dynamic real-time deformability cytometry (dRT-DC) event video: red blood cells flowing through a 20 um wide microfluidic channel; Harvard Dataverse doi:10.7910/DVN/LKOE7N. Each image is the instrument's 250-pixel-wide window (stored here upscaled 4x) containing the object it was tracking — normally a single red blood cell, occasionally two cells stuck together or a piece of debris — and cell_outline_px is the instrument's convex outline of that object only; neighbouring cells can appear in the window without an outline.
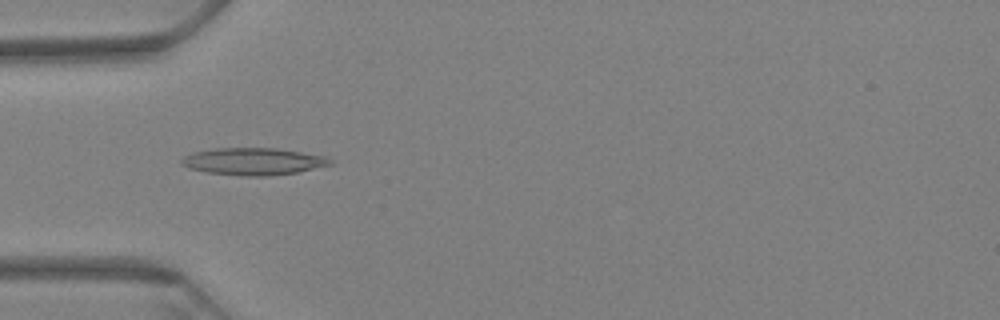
{"species": "Egyptian fruit bat (a non-hibernating species)", "species_latin": "Rousettus aegyptiacus", "temperature_condition": "warm", "stored_images_in_passage": 48, "camera_frame_rate_fps": 3000, "um_per_image_px": 0.085, "animal": {"sex": "female"}, "frame": {"image": 1, "passage_image": 5, "time_ms": 1.333, "image_size_px": [1000, 320], "cell_outline_px": [[332, 164], [296, 172], [268, 176], [240, 176], [208, 172], [188, 168], [180, 164], [180, 160], [184, 156], [192, 152], [216, 148], [276, 148], [324, 156], [332, 160]], "centroid_in_image_um": [21.48, 13.72], "position_along_channel_um": 63.5, "area_um2": 23.41}}
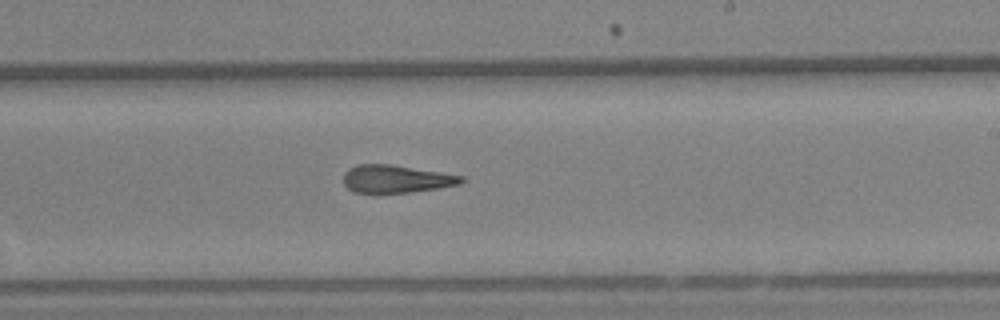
{"frame": {"image": 2, "passage_image": 23, "time_ms": 7.333, "image_size_px": [1000, 320], "cell_outline_px": [[468, 180], [460, 184], [440, 188], [376, 196], [356, 192], [348, 188], [344, 184], [344, 172], [348, 168], [360, 164], [392, 164], [464, 176]], "centroid_in_image_um": [33.66, 15.24], "position_along_channel_um": 255.3, "area_um2": 19.77}}
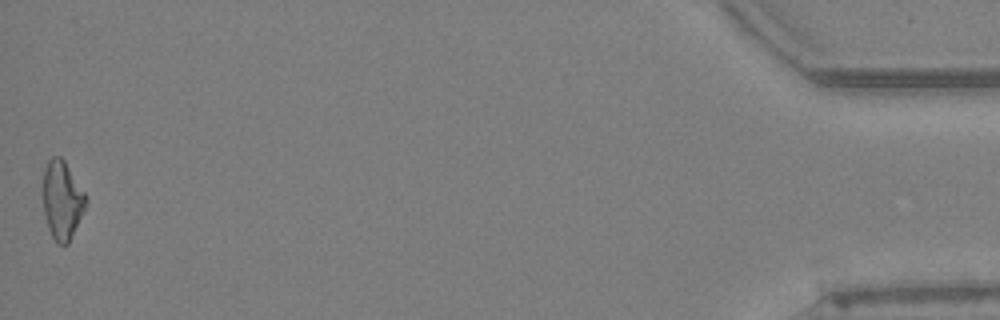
{"frame": {"image": 3, "passage_image": 48, "time_ms": 15.667, "image_size_px": [1000, 320], "cell_outline_px": [[88, 200], [68, 244], [56, 244], [48, 228], [44, 212], [44, 168], [48, 160], [52, 156], [60, 156], [64, 160], [84, 192]], "centroid_in_image_um": [5.28, 17.0], "position_along_channel_um": 429.9, "area_um2": 19.25}, "authors_computed_cell_mechanics": {"area_um2": 19.8543, "velocity_mm_per_s": 3.2301, "shape_relaxation_time_tau1_ms": null, "shape_relaxation_time_tau2_ms": 3.6614, "deformation_change_tau1": null, "deformation_change_tau2": 0.1424}}